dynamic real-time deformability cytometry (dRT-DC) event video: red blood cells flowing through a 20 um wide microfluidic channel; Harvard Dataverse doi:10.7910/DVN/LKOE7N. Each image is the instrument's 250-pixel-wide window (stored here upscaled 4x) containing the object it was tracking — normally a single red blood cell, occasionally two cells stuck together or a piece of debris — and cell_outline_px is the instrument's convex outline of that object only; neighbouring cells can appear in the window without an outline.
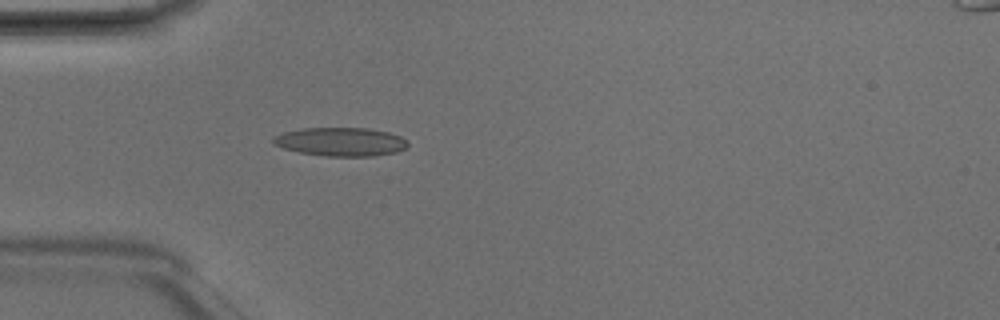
{"species": "Egyptian fruit bat (a non-hibernating species)", "species_latin": "Rousettus aegyptiacus", "temperature_condition": "room temperature", "stored_images_in_passage": 5, "camera_frame_rate_fps": 3000, "um_per_image_px": 0.085, "animal": {"sex": "male"}, "frame": {"image": 1, "passage_image": 5, "time_ms": 1.333, "image_size_px": [1000, 320], "cell_outline_px": [[408, 144], [404, 148], [396, 152], [372, 156], [324, 156], [300, 152], [284, 148], [272, 144], [272, 136], [284, 132], [304, 128], [368, 128], [388, 132], [400, 136], [408, 140]], "centroid_in_image_um": [28.94, 12.04], "position_along_channel_um": 56.1, "area_um2": 22.43}}